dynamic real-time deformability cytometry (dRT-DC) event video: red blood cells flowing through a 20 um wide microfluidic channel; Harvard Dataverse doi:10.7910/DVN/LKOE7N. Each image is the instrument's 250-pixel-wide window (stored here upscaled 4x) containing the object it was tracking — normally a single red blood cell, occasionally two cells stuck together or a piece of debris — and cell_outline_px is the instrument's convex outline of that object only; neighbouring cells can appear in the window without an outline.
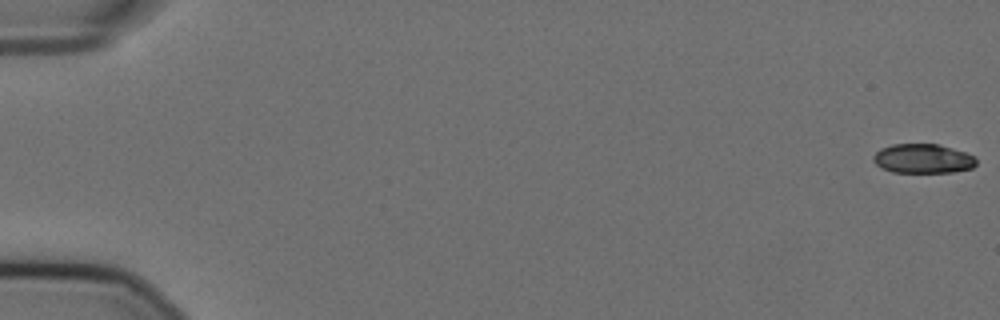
{"species": "Egyptian fruit bat (a non-hibernating species)", "species_latin": "Rousettus aegyptiacus", "temperature_condition": "cold", "stored_images_in_passage": 57, "camera_frame_rate_fps": 3000, "um_per_image_px": 0.085, "animal": {"sex": "female"}, "frame": {"image": 1, "passage_image": 1, "time_ms": 0.0, "image_size_px": [1000, 320], "cell_outline_px": [[976, 164], [972, 168], [952, 172], [892, 172], [880, 168], [872, 160], [872, 156], [880, 148], [892, 144], [940, 144], [976, 156]], "centroid_in_image_um": [78.42, 13.48], "position_along_channel_um": 6.6, "area_um2": 17.74}}
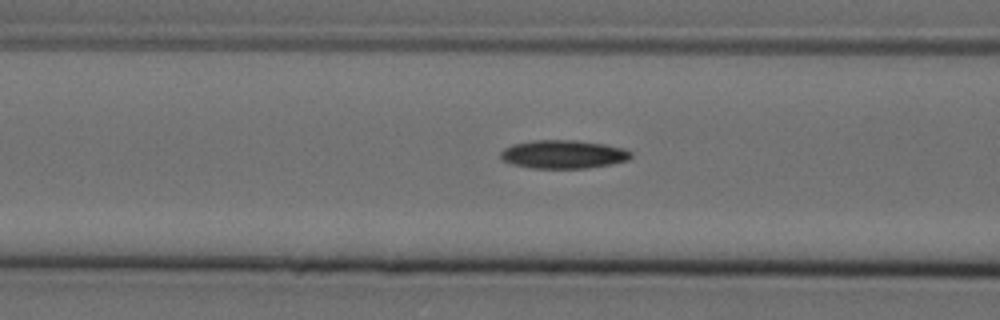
{"frame": {"image": 2, "passage_image": 24, "time_ms": 7.667, "image_size_px": [1000, 320], "cell_outline_px": [[632, 156], [628, 160], [612, 164], [588, 168], [532, 168], [512, 164], [504, 160], [500, 156], [500, 152], [504, 148], [512, 144], [532, 140], [576, 140], [604, 144], [624, 148], [632, 152]], "centroid_in_image_um": [47.89, 13.11], "position_along_channel_um": 118.7, "area_um2": 21.68}}
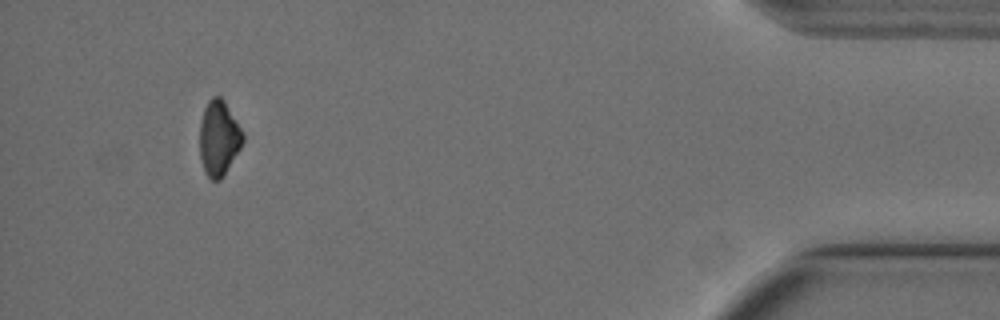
{"frame": {"image": 3, "passage_image": 54, "time_ms": 17.667, "image_size_px": [1000, 320], "cell_outline_px": [[244, 140], [240, 148], [224, 176], [220, 180], [212, 180], [204, 172], [200, 160], [200, 120], [204, 108], [208, 100], [212, 96], [220, 96], [224, 100], [244, 132]], "centroid_in_image_um": [18.6, 11.74], "position_along_channel_um": 416.6, "area_um2": 19.13}, "authors_computed_cell_mechanics": {"area_um2": 20.3456, "velocity_mm_per_s": 3.6014, "shape_relaxation_time_tau1_ms": 6.1448, "shape_relaxation_time_tau2_ms": null, "deformation_change_tau1": 0.1628, "deformation_change_tau2": null}}